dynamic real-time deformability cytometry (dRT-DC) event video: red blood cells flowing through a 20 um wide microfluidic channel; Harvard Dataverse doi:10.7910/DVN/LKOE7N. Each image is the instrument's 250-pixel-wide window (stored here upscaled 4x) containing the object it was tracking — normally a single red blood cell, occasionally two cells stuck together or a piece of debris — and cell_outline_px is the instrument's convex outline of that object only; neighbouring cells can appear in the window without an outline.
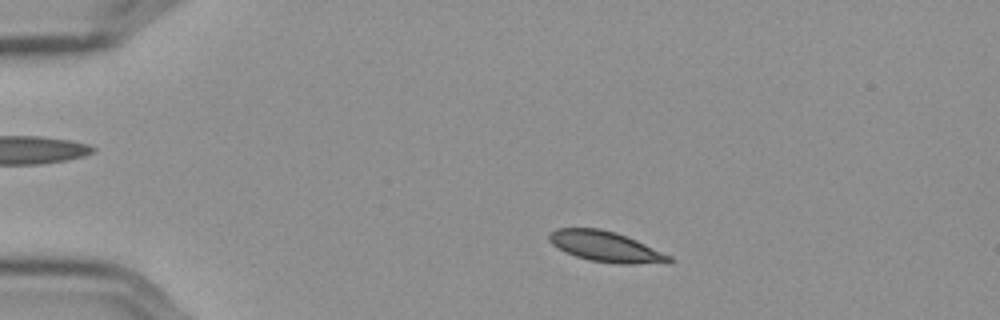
{"species": "Egyptian fruit bat (a non-hibernating species)", "species_latin": "Rousettus aegyptiacus", "temperature_condition": "cold", "stored_images_in_passage": 48, "camera_frame_rate_fps": 3000, "um_per_image_px": 0.085, "frame": {"image": 1, "passage_image": 2, "time_ms": 0.333, "image_size_px": [1000, 320], "cell_outline_px": [[676, 260], [668, 264], [616, 264], [588, 260], [576, 256], [552, 244], [548, 240], [548, 232], [556, 228], [600, 228], [616, 232], [636, 240], [672, 256]], "centroid_in_image_um": [51.55, 20.97], "position_along_channel_um": 33.5, "area_um2": 21.62}}
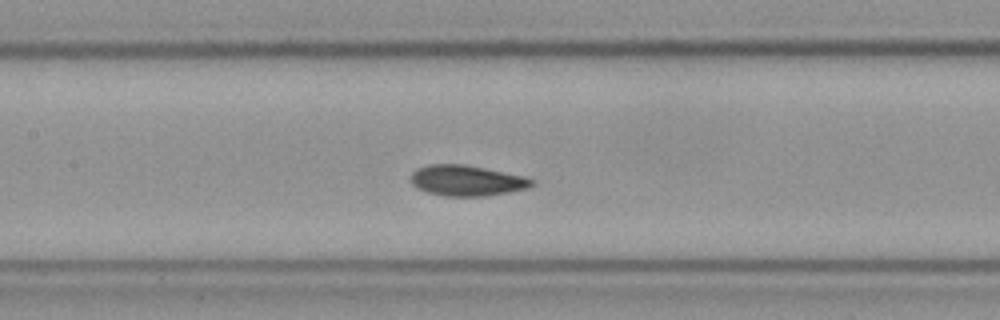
{"frame": {"image": 2, "passage_image": 18, "time_ms": 5.667, "image_size_px": [1000, 320], "cell_outline_px": [[536, 184], [528, 188], [508, 192], [484, 196], [444, 196], [428, 192], [416, 188], [412, 184], [412, 172], [416, 168], [428, 164], [464, 164], [524, 176], [536, 180]], "centroid_in_image_um": [39.69, 15.34], "position_along_channel_um": 167.7, "area_um2": 21.68}}
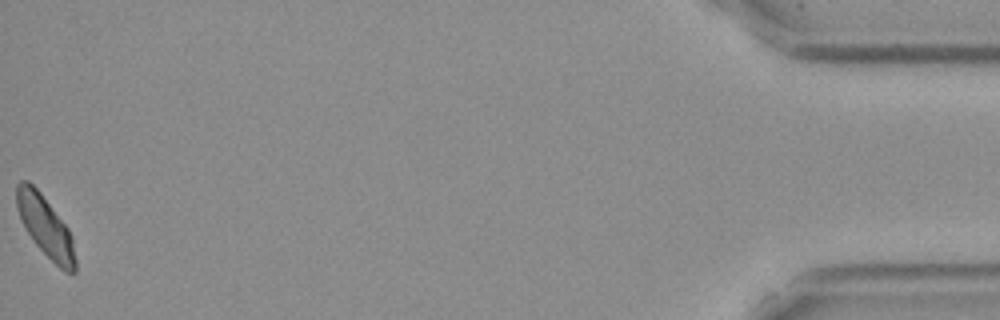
{"frame": {"image": 3, "passage_image": 48, "time_ms": 15.667, "image_size_px": [1000, 320], "cell_outline_px": [[76, 272], [72, 276], [64, 272], [36, 244], [20, 220], [16, 208], [16, 184], [20, 180], [28, 180], [40, 192], [68, 228], [72, 236], [76, 260]], "centroid_in_image_um": [3.87, 19.26], "position_along_channel_um": 431.3, "area_um2": 20.81}, "authors_computed_cell_mechanics": {"area_um2": 21.2415, "velocity_mm_per_s": 3.552, "shape_relaxation_time_tau1_ms": 6.2689, "shape_relaxation_time_tau2_ms": 2.9467, "deformation_change_tau1": 0.1116, "deformation_change_tau2": 0.0495}}